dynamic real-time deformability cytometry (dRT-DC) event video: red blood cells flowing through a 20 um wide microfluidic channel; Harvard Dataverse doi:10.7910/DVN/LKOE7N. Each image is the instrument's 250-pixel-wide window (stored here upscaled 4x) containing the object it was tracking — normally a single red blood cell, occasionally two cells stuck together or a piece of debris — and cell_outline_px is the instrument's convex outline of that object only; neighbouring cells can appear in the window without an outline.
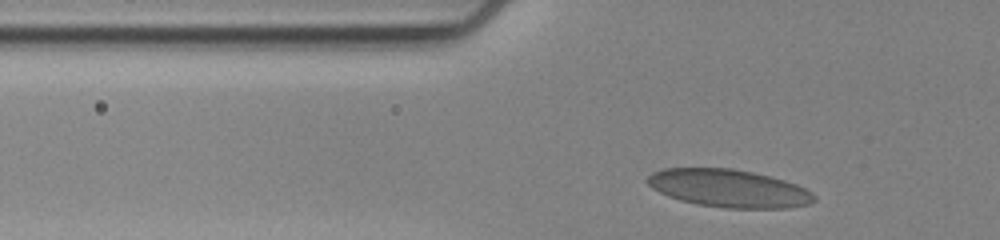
{"species": "human", "species_latin": "Homo sapiens", "temperature_condition": "cold", "stored_images_in_passage": 35, "camera_frame_rate_fps": 3000, "um_per_image_px": 0.085, "donor": {"sex": "female"}, "frame": {"image": 1, "passage_image": 4, "time_ms": 1.0, "image_size_px": [1000, 240], "cell_outline_px": [[816, 200], [808, 204], [788, 208], [724, 208], [696, 204], [680, 200], [668, 196], [652, 188], [648, 184], [648, 176], [652, 172], [664, 168], [732, 168], [752, 172], [784, 180], [796, 184], [812, 192], [816, 196]], "centroid_in_image_um": [61.95, 16.01], "position_along_channel_um": 63.9, "area_um2": 36.7}}
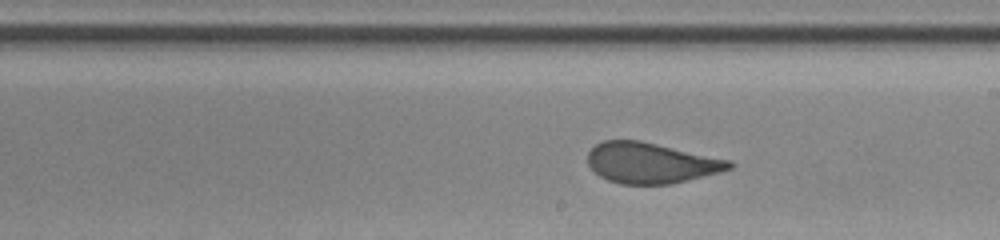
{"frame": {"image": 2, "passage_image": 20, "time_ms": 6.333, "image_size_px": [1000, 240], "cell_outline_px": [[736, 164], [732, 168], [720, 172], [672, 184], [620, 184], [608, 180], [600, 176], [588, 164], [588, 152], [596, 144], [604, 140], [640, 140], [732, 160]], "centroid_in_image_um": [55.37, 13.84], "position_along_channel_um": 233.6, "area_um2": 33.64}}
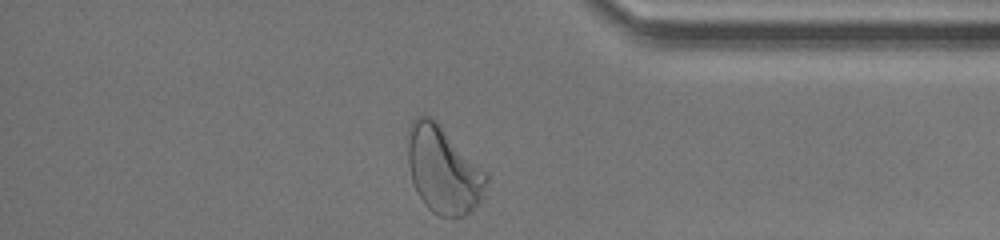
{"frame": {"image": 3, "passage_image": 35, "time_ms": 11.333, "image_size_px": [1000, 240], "cell_outline_px": [[488, 180], [480, 200], [464, 216], [440, 216], [432, 212], [424, 204], [416, 192], [412, 180], [408, 164], [404, 136], [412, 120], [416, 116], [428, 116], [436, 120], [488, 172]], "centroid_in_image_um": [37.63, 14.38], "position_along_channel_um": 397.6, "area_um2": 40.46}, "authors_computed_cell_mechanics": {"area_um2": 34.4488, "velocity_mm_per_s": 3.4366, "shape_relaxation_time_tau1_ms": 5.9877, "shape_relaxation_time_tau2_ms": null, "deformation_change_tau1": 0.1542, "deformation_change_tau2": null}}